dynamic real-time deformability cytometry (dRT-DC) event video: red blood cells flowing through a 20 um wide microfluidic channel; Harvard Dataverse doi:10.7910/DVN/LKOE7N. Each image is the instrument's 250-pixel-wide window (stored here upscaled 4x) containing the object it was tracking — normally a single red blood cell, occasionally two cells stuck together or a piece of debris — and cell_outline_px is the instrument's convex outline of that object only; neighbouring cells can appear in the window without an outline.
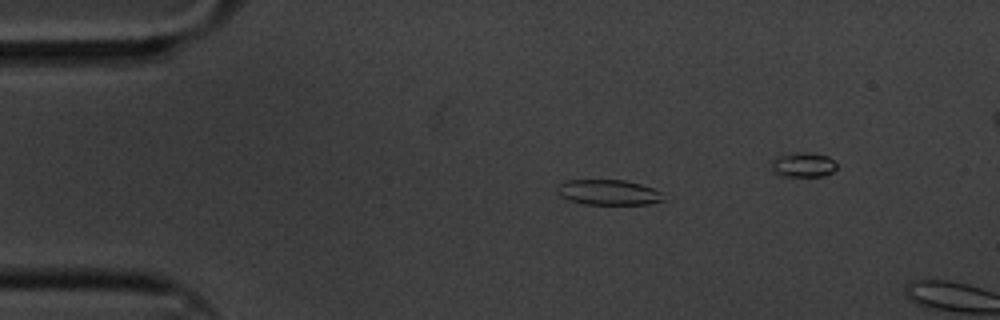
{"species": "common noctule bat (a hibernating species)", "species_latin": "Nyctalus noctula", "temperature_condition": "cold", "stored_images_in_passage": 6, "camera_frame_rate_fps": 3000, "um_per_image_px": 0.085, "animal": {"sex": "male", "body_mass_g": 20.1, "forearm_length_mm": 53.5}, "frame": {"image": 1, "passage_image": 1, "time_ms": 0.0, "image_size_px": [1000, 320], "cell_outline_px": [[664, 200], [648, 204], [584, 204], [560, 196], [556, 192], [556, 188], [564, 180], [624, 180], [640, 184], [652, 188], [660, 192]], "centroid_in_image_um": [51.68, 16.34], "position_along_channel_um": 33.3, "area_um2": 15.49}}
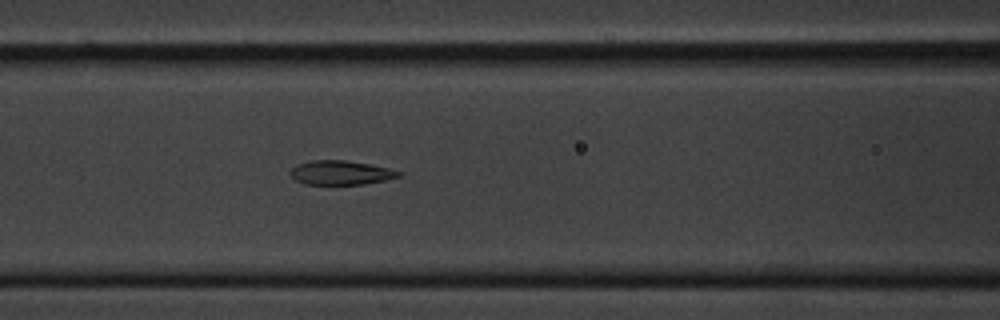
{"frame": {"image": 2, "passage_image": 5, "time_ms": 1.333, "image_size_px": [1000, 320], "cell_outline_px": [[400, 176], [384, 180], [364, 184], [304, 184], [296, 180], [288, 172], [296, 164], [312, 160], [344, 160], [368, 164], [388, 168], [400, 172]], "centroid_in_image_um": [28.91, 14.67], "position_along_channel_um": 137.7, "area_um2": 15.09}}